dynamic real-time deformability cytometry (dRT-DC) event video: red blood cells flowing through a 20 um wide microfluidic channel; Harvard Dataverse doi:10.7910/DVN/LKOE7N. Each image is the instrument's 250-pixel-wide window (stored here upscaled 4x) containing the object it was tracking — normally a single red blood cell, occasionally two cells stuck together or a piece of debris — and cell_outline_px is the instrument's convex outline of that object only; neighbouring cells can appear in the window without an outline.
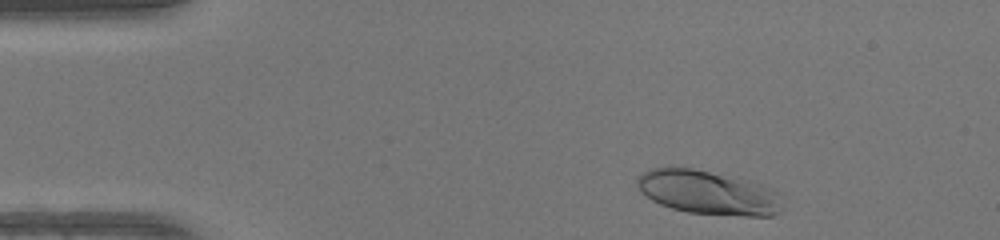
{"species": "human", "species_latin": "Homo sapiens", "temperature_condition": "warm", "stored_images_in_passage": 45, "camera_frame_rate_fps": 3000, "um_per_image_px": 0.085, "donor": {"sex": "female"}, "frame": {"image": 1, "passage_image": 3, "time_ms": 0.667, "image_size_px": [1000, 240], "cell_outline_px": [[780, 212], [772, 216], [744, 216], [688, 212], [672, 208], [660, 204], [652, 200], [640, 192], [636, 184], [636, 176], [652, 168], [668, 164], [692, 168], [748, 180], [764, 184], [772, 188], [776, 192]], "centroid_in_image_um": [60.1, 16.33], "position_along_channel_um": 24.9, "area_um2": 37.51}}
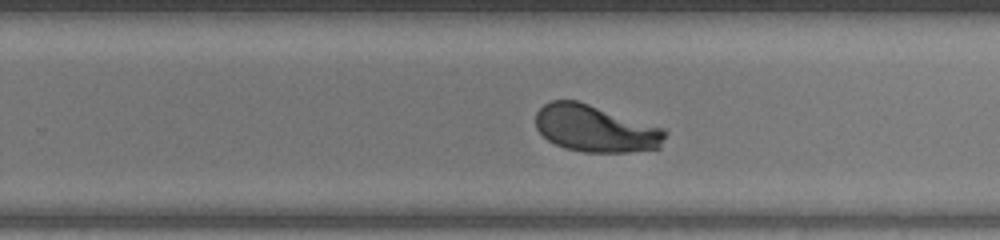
{"frame": {"image": 2, "passage_image": 27, "time_ms": 8.667, "image_size_px": [1000, 240], "cell_outline_px": [[668, 132], [660, 148], [628, 152], [584, 152], [564, 148], [548, 140], [536, 128], [536, 112], [544, 104], [552, 100], [576, 100], [664, 128]], "centroid_in_image_um": [50.62, 10.93], "position_along_channel_um": 279.2, "area_um2": 35.32}}
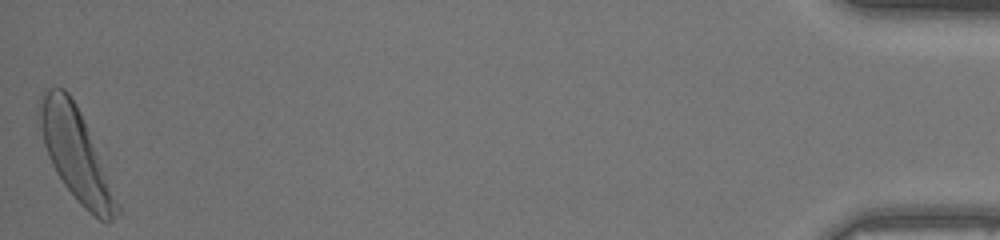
{"frame": {"image": 3, "passage_image": 45, "time_ms": 14.667, "image_size_px": [1000, 240], "cell_outline_px": [[120, 212], [108, 224], [100, 220], [88, 212], [80, 204], [64, 184], [56, 172], [48, 156], [44, 144], [36, 112], [44, 88], [64, 88], [68, 92], [76, 104], [84, 120], [120, 204]], "centroid_in_image_um": [6.43, 13.12], "position_along_channel_um": 428.8, "area_um2": 41.04}, "authors_computed_cell_mechanics": {"area_um2": 36.3562, "velocity_mm_per_s": 4.1448, "shape_relaxation_time_tau1_ms": 2.3461, "shape_relaxation_time_tau2_ms": null, "deformation_change_tau1": 0.1789, "deformation_change_tau2": null}}